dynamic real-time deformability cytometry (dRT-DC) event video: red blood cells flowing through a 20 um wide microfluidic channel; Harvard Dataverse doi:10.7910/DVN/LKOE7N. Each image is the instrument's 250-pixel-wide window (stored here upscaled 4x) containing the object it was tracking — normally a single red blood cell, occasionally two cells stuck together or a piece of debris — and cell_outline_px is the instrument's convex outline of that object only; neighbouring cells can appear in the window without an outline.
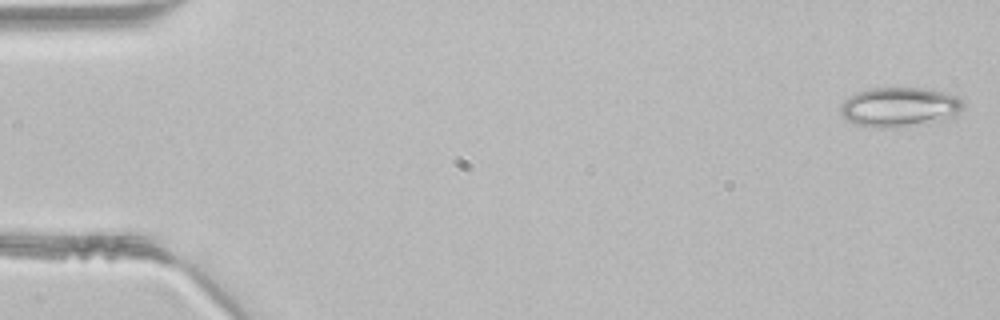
{"species": "common noctule bat (a hibernating species)", "species_latin": "Nyctalus noctula", "temperature_condition": "room temperature", "stored_images_in_passage": 45, "camera_frame_rate_fps": 3000, "um_per_image_px": 0.085, "animal": {"sex": "male", "body_mass_g": 21.5, "forearm_length_mm": 52.0}, "frame": {"image": 1, "passage_image": 1, "time_ms": 0.0, "image_size_px": [1000, 320], "cell_outline_px": [[964, 108], [952, 116], [944, 120], [928, 124], [888, 128], [872, 128], [852, 124], [840, 112], [840, 104], [848, 96], [856, 92], [868, 88], [932, 88], [956, 96], [964, 100]], "centroid_in_image_um": [76.45, 9.1], "position_along_channel_um": 8.5, "area_um2": 28.96}}
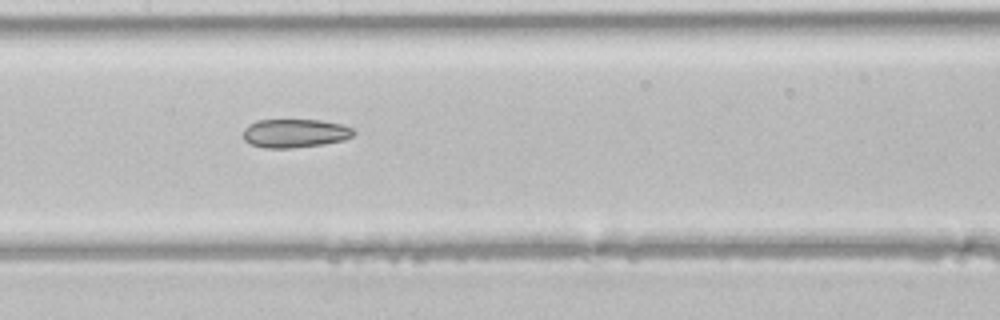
{"frame": {"image": 2, "passage_image": 22, "time_ms": 7.0, "image_size_px": [1000, 320], "cell_outline_px": [[356, 132], [352, 136], [344, 140], [324, 144], [292, 148], [264, 148], [248, 144], [244, 140], [244, 128], [248, 124], [256, 120], [320, 120], [340, 124], [352, 128]], "centroid_in_image_um": [25.04, 11.33], "position_along_channel_um": 182.4, "area_um2": 18.55}}
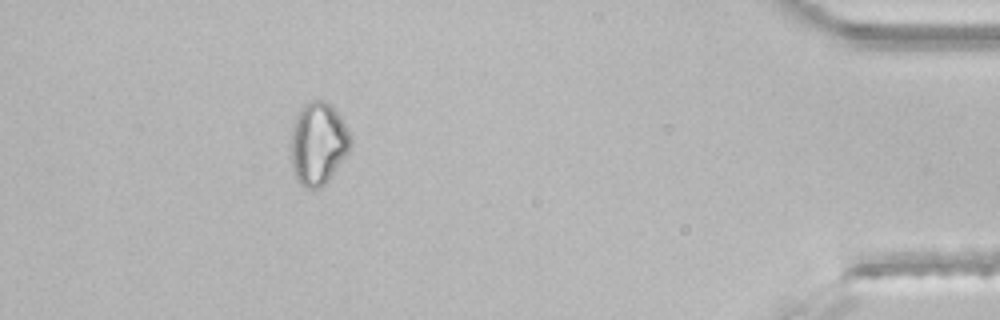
{"frame": {"image": 3, "passage_image": 41, "time_ms": 13.333, "image_size_px": [1000, 320], "cell_outline_px": [[352, 140], [348, 152], [332, 176], [320, 188], [308, 188], [296, 176], [292, 164], [288, 148], [288, 144], [296, 116], [300, 108], [308, 100], [320, 100], [332, 104], [340, 116]], "centroid_in_image_um": [27.01, 12.16], "position_along_channel_um": 408.2, "area_um2": 28.73}}